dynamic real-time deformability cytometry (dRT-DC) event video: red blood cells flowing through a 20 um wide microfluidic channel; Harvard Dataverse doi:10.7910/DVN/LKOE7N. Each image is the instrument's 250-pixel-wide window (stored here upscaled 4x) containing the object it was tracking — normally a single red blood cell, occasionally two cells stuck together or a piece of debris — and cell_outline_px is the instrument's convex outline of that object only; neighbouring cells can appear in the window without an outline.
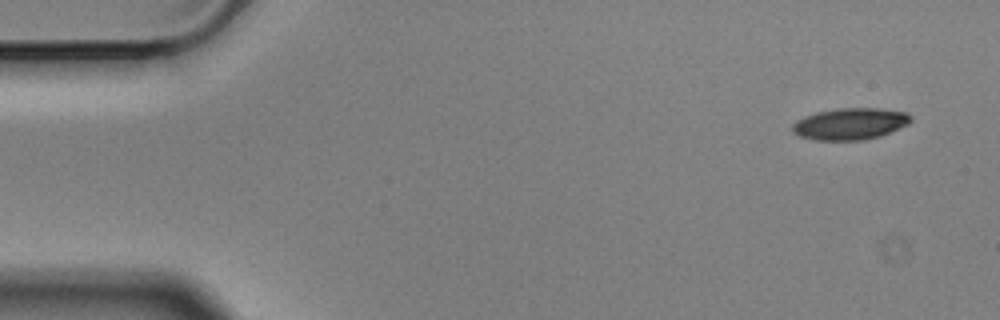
{"species": "Egyptian fruit bat (a non-hibernating species)", "species_latin": "Rousettus aegyptiacus", "temperature_condition": "cold", "stored_images_in_passage": 5, "camera_frame_rate_fps": 3000, "um_per_image_px": 0.085, "animal": {"sex": "male"}, "frame": {"image": 1, "passage_image": 1, "time_ms": 0.0, "image_size_px": [1000, 320], "cell_outline_px": [[912, 120], [908, 124], [880, 136], [860, 140], [816, 140], [800, 136], [792, 132], [792, 124], [796, 120], [804, 116], [816, 112], [836, 108], [880, 108], [908, 112], [912, 116]], "centroid_in_image_um": [72.26, 10.51], "position_along_channel_um": 12.7, "area_um2": 21.96}}
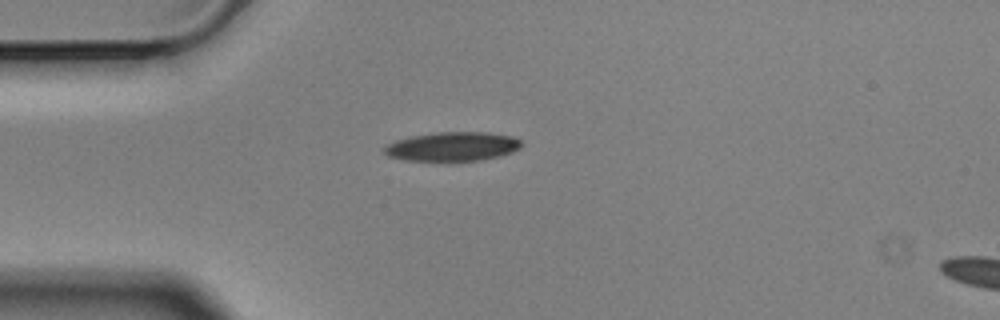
{"frame": {"image": 2, "passage_image": 4, "time_ms": 1.0, "image_size_px": [1000, 320], "cell_outline_px": [[520, 148], [512, 152], [500, 156], [480, 160], [404, 160], [388, 156], [384, 152], [384, 148], [388, 144], [396, 140], [408, 136], [436, 132], [488, 132], [512, 136], [520, 140]], "centroid_in_image_um": [38.45, 12.44], "position_along_channel_um": 46.5, "area_um2": 23.12}}